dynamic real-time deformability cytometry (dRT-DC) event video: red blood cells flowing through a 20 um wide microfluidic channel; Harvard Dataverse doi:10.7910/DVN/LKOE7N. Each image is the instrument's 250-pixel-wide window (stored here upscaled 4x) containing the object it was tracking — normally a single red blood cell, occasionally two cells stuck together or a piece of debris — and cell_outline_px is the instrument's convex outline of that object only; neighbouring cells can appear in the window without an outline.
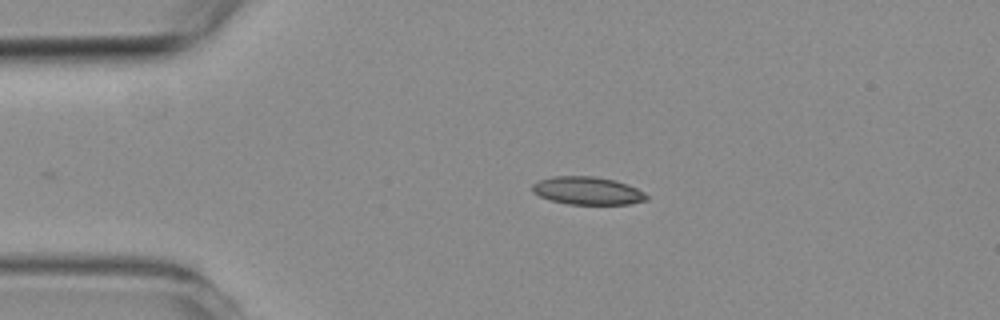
{"species": "common noctule bat (a hibernating species)", "species_latin": "Nyctalus noctula", "temperature_condition": "room temperature", "stored_images_in_passage": 2, "camera_frame_rate_fps": 3000, "um_per_image_px": 0.085, "animal": {"sex": "female", "body_mass_g": 19.3, "forearm_length_mm": 54.1}, "frame": {"image": 1, "passage_image": 1, "time_ms": 0.0, "image_size_px": [1000, 320], "cell_outline_px": [[648, 200], [628, 204], [568, 204], [548, 200], [532, 192], [532, 184], [540, 180], [552, 176], [592, 176], [616, 180], [628, 184], [644, 192], [648, 196]], "centroid_in_image_um": [49.93, 16.21], "position_along_channel_um": 35.1, "area_um2": 18.67}}